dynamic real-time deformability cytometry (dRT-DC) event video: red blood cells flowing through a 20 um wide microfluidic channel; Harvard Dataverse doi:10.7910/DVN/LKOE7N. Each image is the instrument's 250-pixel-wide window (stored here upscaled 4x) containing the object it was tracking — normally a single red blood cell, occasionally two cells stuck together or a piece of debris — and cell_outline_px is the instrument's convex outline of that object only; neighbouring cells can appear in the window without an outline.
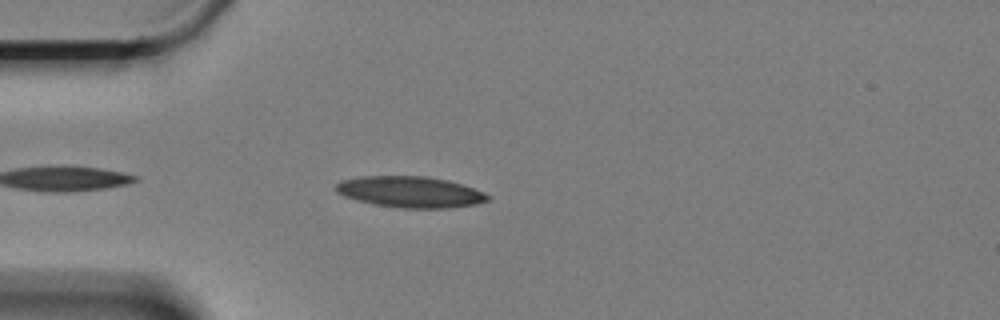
{"species": "Egyptian fruit bat (a non-hibernating species)", "species_latin": "Rousettus aegyptiacus", "temperature_condition": "cold", "stored_images_in_passage": 31, "camera_frame_rate_fps": 3000, "um_per_image_px": 0.085, "animal": {"sex": "female"}, "frame": {"image": 1, "passage_image": 4, "time_ms": 1.0, "image_size_px": [1000, 320], "cell_outline_px": [[492, 196], [488, 200], [476, 204], [448, 208], [404, 208], [376, 204], [344, 196], [336, 192], [336, 184], [340, 180], [360, 176], [428, 176], [448, 180], [484, 192]], "centroid_in_image_um": [34.88, 16.3], "position_along_channel_um": 50.1, "area_um2": 27.4}}
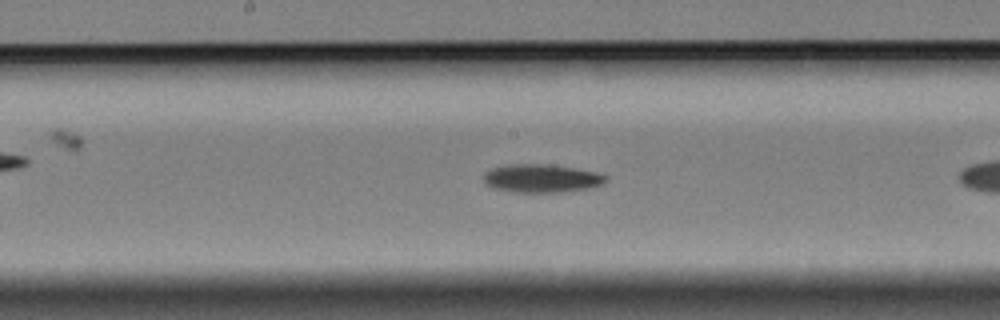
{"frame": {"image": 2, "passage_image": 15, "time_ms": 4.667, "image_size_px": [1000, 320], "cell_outline_px": [[608, 180], [604, 184], [588, 188], [564, 192], [516, 192], [492, 188], [484, 184], [484, 172], [492, 168], [512, 164], [552, 164], [576, 168], [596, 172], [608, 176]], "centroid_in_image_um": [46.05, 15.16], "position_along_channel_um": 202.2, "area_um2": 20.35}}
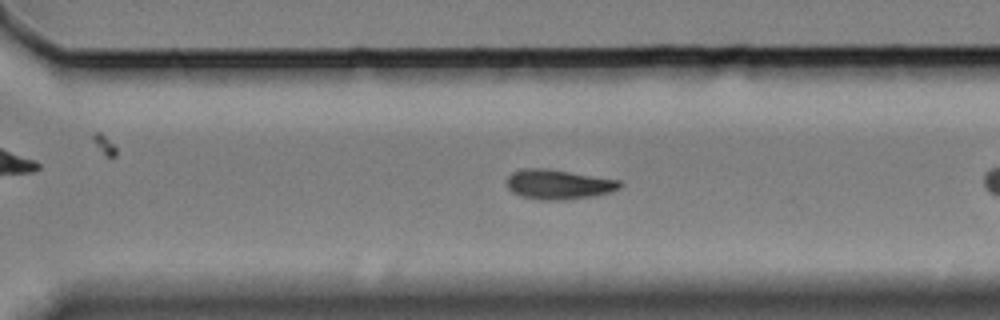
{"frame": {"image": 3, "passage_image": 26, "time_ms": 8.333, "image_size_px": [1000, 320], "cell_outline_px": [[624, 184], [620, 188], [612, 192], [596, 196], [564, 200], [540, 200], [520, 196], [512, 192], [508, 188], [508, 176], [512, 172], [528, 168], [544, 168], [620, 180]], "centroid_in_image_um": [47.51, 15.69], "position_along_channel_um": 323.1, "area_um2": 19.65}}